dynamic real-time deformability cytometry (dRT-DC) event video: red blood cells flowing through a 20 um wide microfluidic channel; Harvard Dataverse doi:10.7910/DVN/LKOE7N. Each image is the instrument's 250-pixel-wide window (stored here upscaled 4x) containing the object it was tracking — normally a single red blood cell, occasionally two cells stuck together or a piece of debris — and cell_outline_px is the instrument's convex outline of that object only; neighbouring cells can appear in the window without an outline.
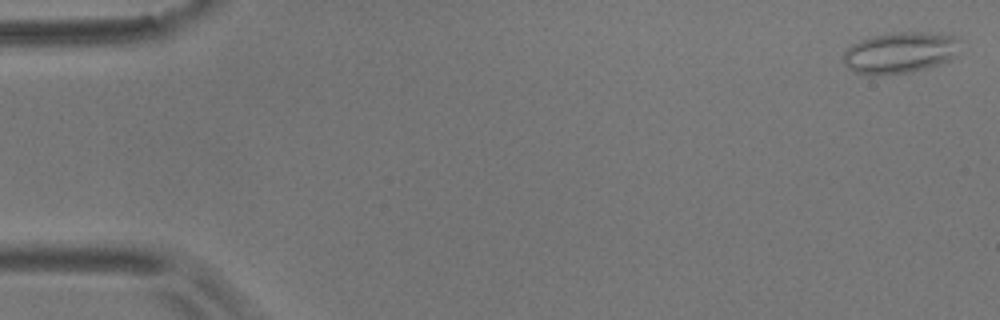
{"species": "common noctule bat (a hibernating species)", "species_latin": "Nyctalus noctula", "temperature_condition": "room temperature", "stored_images_in_passage": 6, "camera_frame_rate_fps": 3000, "um_per_image_px": 0.085, "animal": {"sex": "male", "body_mass_g": 17.9}, "frame": {"image": 1, "passage_image": 1, "time_ms": 0.0, "image_size_px": [1000, 320], "cell_outline_px": [[956, 40], [952, 56], [948, 60], [940, 64], [908, 72], [876, 76], [868, 76], [852, 72], [844, 64], [844, 52], [852, 44], [860, 40], [872, 36], [896, 32], [924, 32], [956, 36]], "centroid_in_image_um": [76.37, 4.49], "position_along_channel_um": 8.6, "area_um2": 27.63}}
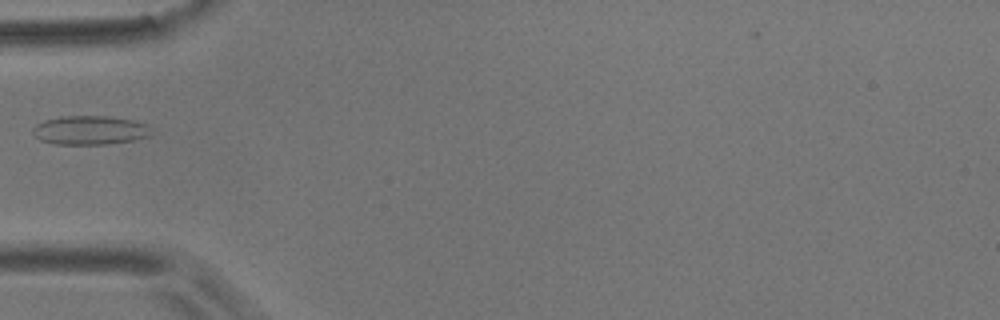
{"frame": {"image": 2, "passage_image": 5, "time_ms": 5.667, "image_size_px": [1000, 320], "cell_outline_px": [[152, 128], [148, 136], [132, 140], [108, 144], [56, 144], [40, 140], [32, 132], [32, 128], [36, 124], [44, 120], [64, 116], [108, 116], [136, 120], [148, 124]], "centroid_in_image_um": [7.66, 11.06], "position_along_channel_um": 77.3, "area_um2": 20.06}}